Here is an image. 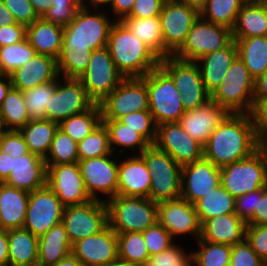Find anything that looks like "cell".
I'll return each mask as SVG.
<instances>
[{
    "label": "cell",
    "instance_id": "obj_1",
    "mask_svg": "<svg viewBox=\"0 0 267 266\" xmlns=\"http://www.w3.org/2000/svg\"><path fill=\"white\" fill-rule=\"evenodd\" d=\"M81 8L64 27L62 49L57 59L59 75L64 79L78 77L86 70L92 51L107 47L113 22L103 13L92 14Z\"/></svg>",
    "mask_w": 267,
    "mask_h": 266
},
{
    "label": "cell",
    "instance_id": "obj_2",
    "mask_svg": "<svg viewBox=\"0 0 267 266\" xmlns=\"http://www.w3.org/2000/svg\"><path fill=\"white\" fill-rule=\"evenodd\" d=\"M260 146L251 115L231 113L203 145V158L222 168L249 157Z\"/></svg>",
    "mask_w": 267,
    "mask_h": 266
},
{
    "label": "cell",
    "instance_id": "obj_3",
    "mask_svg": "<svg viewBox=\"0 0 267 266\" xmlns=\"http://www.w3.org/2000/svg\"><path fill=\"white\" fill-rule=\"evenodd\" d=\"M117 70L125 77H144L160 66L161 58L121 22H113L107 42Z\"/></svg>",
    "mask_w": 267,
    "mask_h": 266
},
{
    "label": "cell",
    "instance_id": "obj_4",
    "mask_svg": "<svg viewBox=\"0 0 267 266\" xmlns=\"http://www.w3.org/2000/svg\"><path fill=\"white\" fill-rule=\"evenodd\" d=\"M106 204L109 226L116 233L143 232L158 222L157 203L150 198L116 195Z\"/></svg>",
    "mask_w": 267,
    "mask_h": 266
},
{
    "label": "cell",
    "instance_id": "obj_5",
    "mask_svg": "<svg viewBox=\"0 0 267 266\" xmlns=\"http://www.w3.org/2000/svg\"><path fill=\"white\" fill-rule=\"evenodd\" d=\"M221 186L233 197L267 186V145L249 157L220 168Z\"/></svg>",
    "mask_w": 267,
    "mask_h": 266
},
{
    "label": "cell",
    "instance_id": "obj_6",
    "mask_svg": "<svg viewBox=\"0 0 267 266\" xmlns=\"http://www.w3.org/2000/svg\"><path fill=\"white\" fill-rule=\"evenodd\" d=\"M140 156L152 177L149 198L156 203L181 198L182 167L155 145H150Z\"/></svg>",
    "mask_w": 267,
    "mask_h": 266
},
{
    "label": "cell",
    "instance_id": "obj_7",
    "mask_svg": "<svg viewBox=\"0 0 267 266\" xmlns=\"http://www.w3.org/2000/svg\"><path fill=\"white\" fill-rule=\"evenodd\" d=\"M149 97V111L156 125L179 122L185 112L182 96L172 78L159 66L144 77Z\"/></svg>",
    "mask_w": 267,
    "mask_h": 266
},
{
    "label": "cell",
    "instance_id": "obj_8",
    "mask_svg": "<svg viewBox=\"0 0 267 266\" xmlns=\"http://www.w3.org/2000/svg\"><path fill=\"white\" fill-rule=\"evenodd\" d=\"M254 78L237 57L210 99L233 114H250L253 108Z\"/></svg>",
    "mask_w": 267,
    "mask_h": 266
},
{
    "label": "cell",
    "instance_id": "obj_9",
    "mask_svg": "<svg viewBox=\"0 0 267 266\" xmlns=\"http://www.w3.org/2000/svg\"><path fill=\"white\" fill-rule=\"evenodd\" d=\"M233 41L232 30L211 23L199 16L187 34L182 47L173 55L184 61H197L200 57L224 49Z\"/></svg>",
    "mask_w": 267,
    "mask_h": 266
},
{
    "label": "cell",
    "instance_id": "obj_10",
    "mask_svg": "<svg viewBox=\"0 0 267 266\" xmlns=\"http://www.w3.org/2000/svg\"><path fill=\"white\" fill-rule=\"evenodd\" d=\"M125 77L117 70L107 47L92 51L86 70L78 77L88 97L102 102Z\"/></svg>",
    "mask_w": 267,
    "mask_h": 266
},
{
    "label": "cell",
    "instance_id": "obj_11",
    "mask_svg": "<svg viewBox=\"0 0 267 266\" xmlns=\"http://www.w3.org/2000/svg\"><path fill=\"white\" fill-rule=\"evenodd\" d=\"M160 67L172 78L181 93L185 111L196 109L210 100L196 62L168 56L161 59Z\"/></svg>",
    "mask_w": 267,
    "mask_h": 266
},
{
    "label": "cell",
    "instance_id": "obj_12",
    "mask_svg": "<svg viewBox=\"0 0 267 266\" xmlns=\"http://www.w3.org/2000/svg\"><path fill=\"white\" fill-rule=\"evenodd\" d=\"M99 105L102 120H119L132 112L149 110L146 82L141 77L124 78Z\"/></svg>",
    "mask_w": 267,
    "mask_h": 266
},
{
    "label": "cell",
    "instance_id": "obj_13",
    "mask_svg": "<svg viewBox=\"0 0 267 266\" xmlns=\"http://www.w3.org/2000/svg\"><path fill=\"white\" fill-rule=\"evenodd\" d=\"M62 223L71 244L98 234L109 225L106 200L92 199L84 204L65 206Z\"/></svg>",
    "mask_w": 267,
    "mask_h": 266
},
{
    "label": "cell",
    "instance_id": "obj_14",
    "mask_svg": "<svg viewBox=\"0 0 267 266\" xmlns=\"http://www.w3.org/2000/svg\"><path fill=\"white\" fill-rule=\"evenodd\" d=\"M200 12L178 0H165L159 15L164 39V58L173 56L184 44Z\"/></svg>",
    "mask_w": 267,
    "mask_h": 266
},
{
    "label": "cell",
    "instance_id": "obj_15",
    "mask_svg": "<svg viewBox=\"0 0 267 266\" xmlns=\"http://www.w3.org/2000/svg\"><path fill=\"white\" fill-rule=\"evenodd\" d=\"M64 207L48 185L30 192L23 229L42 236L62 222Z\"/></svg>",
    "mask_w": 267,
    "mask_h": 266
},
{
    "label": "cell",
    "instance_id": "obj_16",
    "mask_svg": "<svg viewBox=\"0 0 267 266\" xmlns=\"http://www.w3.org/2000/svg\"><path fill=\"white\" fill-rule=\"evenodd\" d=\"M154 145L168 153L181 167L203 158V145L186 133L179 122L158 125Z\"/></svg>",
    "mask_w": 267,
    "mask_h": 266
},
{
    "label": "cell",
    "instance_id": "obj_17",
    "mask_svg": "<svg viewBox=\"0 0 267 266\" xmlns=\"http://www.w3.org/2000/svg\"><path fill=\"white\" fill-rule=\"evenodd\" d=\"M47 185L64 206L92 200L86 191L78 162L47 165Z\"/></svg>",
    "mask_w": 267,
    "mask_h": 266
},
{
    "label": "cell",
    "instance_id": "obj_18",
    "mask_svg": "<svg viewBox=\"0 0 267 266\" xmlns=\"http://www.w3.org/2000/svg\"><path fill=\"white\" fill-rule=\"evenodd\" d=\"M63 85L58 82L46 108V119L60 123L62 120L90 109L95 103L88 97L86 89L75 78H66Z\"/></svg>",
    "mask_w": 267,
    "mask_h": 266
},
{
    "label": "cell",
    "instance_id": "obj_19",
    "mask_svg": "<svg viewBox=\"0 0 267 266\" xmlns=\"http://www.w3.org/2000/svg\"><path fill=\"white\" fill-rule=\"evenodd\" d=\"M71 253L84 266H107L118 259L117 233L108 225L98 234L73 243Z\"/></svg>",
    "mask_w": 267,
    "mask_h": 266
},
{
    "label": "cell",
    "instance_id": "obj_20",
    "mask_svg": "<svg viewBox=\"0 0 267 266\" xmlns=\"http://www.w3.org/2000/svg\"><path fill=\"white\" fill-rule=\"evenodd\" d=\"M109 156L78 161L86 191L93 200H99L96 192L107 194L110 199L117 195L119 164Z\"/></svg>",
    "mask_w": 267,
    "mask_h": 266
},
{
    "label": "cell",
    "instance_id": "obj_21",
    "mask_svg": "<svg viewBox=\"0 0 267 266\" xmlns=\"http://www.w3.org/2000/svg\"><path fill=\"white\" fill-rule=\"evenodd\" d=\"M158 223L161 224L173 238L174 235L195 234L197 239L201 235V223L193 204L185 199L157 203Z\"/></svg>",
    "mask_w": 267,
    "mask_h": 266
},
{
    "label": "cell",
    "instance_id": "obj_22",
    "mask_svg": "<svg viewBox=\"0 0 267 266\" xmlns=\"http://www.w3.org/2000/svg\"><path fill=\"white\" fill-rule=\"evenodd\" d=\"M220 184V168L205 158L182 167L181 198L193 205Z\"/></svg>",
    "mask_w": 267,
    "mask_h": 266
},
{
    "label": "cell",
    "instance_id": "obj_23",
    "mask_svg": "<svg viewBox=\"0 0 267 266\" xmlns=\"http://www.w3.org/2000/svg\"><path fill=\"white\" fill-rule=\"evenodd\" d=\"M230 114L225 107L210 99L196 109L186 110L179 123L186 133L204 145Z\"/></svg>",
    "mask_w": 267,
    "mask_h": 266
},
{
    "label": "cell",
    "instance_id": "obj_24",
    "mask_svg": "<svg viewBox=\"0 0 267 266\" xmlns=\"http://www.w3.org/2000/svg\"><path fill=\"white\" fill-rule=\"evenodd\" d=\"M4 184L32 192L47 185V165L45 159L35 154L12 157V171Z\"/></svg>",
    "mask_w": 267,
    "mask_h": 266
},
{
    "label": "cell",
    "instance_id": "obj_25",
    "mask_svg": "<svg viewBox=\"0 0 267 266\" xmlns=\"http://www.w3.org/2000/svg\"><path fill=\"white\" fill-rule=\"evenodd\" d=\"M59 76L57 59L42 54H36L10 74L12 87L21 91L46 84Z\"/></svg>",
    "mask_w": 267,
    "mask_h": 266
},
{
    "label": "cell",
    "instance_id": "obj_26",
    "mask_svg": "<svg viewBox=\"0 0 267 266\" xmlns=\"http://www.w3.org/2000/svg\"><path fill=\"white\" fill-rule=\"evenodd\" d=\"M117 177V195L149 198L152 177L140 155L124 159Z\"/></svg>",
    "mask_w": 267,
    "mask_h": 266
},
{
    "label": "cell",
    "instance_id": "obj_27",
    "mask_svg": "<svg viewBox=\"0 0 267 266\" xmlns=\"http://www.w3.org/2000/svg\"><path fill=\"white\" fill-rule=\"evenodd\" d=\"M238 57V51L233 40L227 47L200 57L197 61L206 91L211 95L220 85L230 66ZM202 65H199L201 64Z\"/></svg>",
    "mask_w": 267,
    "mask_h": 266
},
{
    "label": "cell",
    "instance_id": "obj_28",
    "mask_svg": "<svg viewBox=\"0 0 267 266\" xmlns=\"http://www.w3.org/2000/svg\"><path fill=\"white\" fill-rule=\"evenodd\" d=\"M246 223L235 213L207 219L201 225L199 240L233 246L245 239Z\"/></svg>",
    "mask_w": 267,
    "mask_h": 266
},
{
    "label": "cell",
    "instance_id": "obj_29",
    "mask_svg": "<svg viewBox=\"0 0 267 266\" xmlns=\"http://www.w3.org/2000/svg\"><path fill=\"white\" fill-rule=\"evenodd\" d=\"M30 192L0 184V230L22 229Z\"/></svg>",
    "mask_w": 267,
    "mask_h": 266
},
{
    "label": "cell",
    "instance_id": "obj_30",
    "mask_svg": "<svg viewBox=\"0 0 267 266\" xmlns=\"http://www.w3.org/2000/svg\"><path fill=\"white\" fill-rule=\"evenodd\" d=\"M64 27L38 18L26 26V38L37 54L58 59L62 49Z\"/></svg>",
    "mask_w": 267,
    "mask_h": 266
},
{
    "label": "cell",
    "instance_id": "obj_31",
    "mask_svg": "<svg viewBox=\"0 0 267 266\" xmlns=\"http://www.w3.org/2000/svg\"><path fill=\"white\" fill-rule=\"evenodd\" d=\"M71 250L72 244L62 222L38 237V263L43 266H54L67 257Z\"/></svg>",
    "mask_w": 267,
    "mask_h": 266
},
{
    "label": "cell",
    "instance_id": "obj_32",
    "mask_svg": "<svg viewBox=\"0 0 267 266\" xmlns=\"http://www.w3.org/2000/svg\"><path fill=\"white\" fill-rule=\"evenodd\" d=\"M233 38L267 36V7L260 3H244L232 29Z\"/></svg>",
    "mask_w": 267,
    "mask_h": 266
},
{
    "label": "cell",
    "instance_id": "obj_33",
    "mask_svg": "<svg viewBox=\"0 0 267 266\" xmlns=\"http://www.w3.org/2000/svg\"><path fill=\"white\" fill-rule=\"evenodd\" d=\"M59 123L47 119H31L19 132L23 135L29 151L45 159Z\"/></svg>",
    "mask_w": 267,
    "mask_h": 266
},
{
    "label": "cell",
    "instance_id": "obj_34",
    "mask_svg": "<svg viewBox=\"0 0 267 266\" xmlns=\"http://www.w3.org/2000/svg\"><path fill=\"white\" fill-rule=\"evenodd\" d=\"M9 266L38 263V237L26 229L8 230Z\"/></svg>",
    "mask_w": 267,
    "mask_h": 266
},
{
    "label": "cell",
    "instance_id": "obj_35",
    "mask_svg": "<svg viewBox=\"0 0 267 266\" xmlns=\"http://www.w3.org/2000/svg\"><path fill=\"white\" fill-rule=\"evenodd\" d=\"M238 57L247 67L254 80L267 69V36L233 38Z\"/></svg>",
    "mask_w": 267,
    "mask_h": 266
},
{
    "label": "cell",
    "instance_id": "obj_36",
    "mask_svg": "<svg viewBox=\"0 0 267 266\" xmlns=\"http://www.w3.org/2000/svg\"><path fill=\"white\" fill-rule=\"evenodd\" d=\"M121 22L161 59L164 58V39L159 16L150 18L124 17Z\"/></svg>",
    "mask_w": 267,
    "mask_h": 266
},
{
    "label": "cell",
    "instance_id": "obj_37",
    "mask_svg": "<svg viewBox=\"0 0 267 266\" xmlns=\"http://www.w3.org/2000/svg\"><path fill=\"white\" fill-rule=\"evenodd\" d=\"M30 120L22 91L12 87L0 105V129L19 131Z\"/></svg>",
    "mask_w": 267,
    "mask_h": 266
},
{
    "label": "cell",
    "instance_id": "obj_38",
    "mask_svg": "<svg viewBox=\"0 0 267 266\" xmlns=\"http://www.w3.org/2000/svg\"><path fill=\"white\" fill-rule=\"evenodd\" d=\"M194 207L202 225L207 219L235 213V197L220 184L197 201Z\"/></svg>",
    "mask_w": 267,
    "mask_h": 266
},
{
    "label": "cell",
    "instance_id": "obj_39",
    "mask_svg": "<svg viewBox=\"0 0 267 266\" xmlns=\"http://www.w3.org/2000/svg\"><path fill=\"white\" fill-rule=\"evenodd\" d=\"M102 123L101 108L94 104L87 111L72 115L59 123V129L79 143Z\"/></svg>",
    "mask_w": 267,
    "mask_h": 266
},
{
    "label": "cell",
    "instance_id": "obj_40",
    "mask_svg": "<svg viewBox=\"0 0 267 266\" xmlns=\"http://www.w3.org/2000/svg\"><path fill=\"white\" fill-rule=\"evenodd\" d=\"M243 4L242 0H208L200 11V16L204 17V20L232 30Z\"/></svg>",
    "mask_w": 267,
    "mask_h": 266
},
{
    "label": "cell",
    "instance_id": "obj_41",
    "mask_svg": "<svg viewBox=\"0 0 267 266\" xmlns=\"http://www.w3.org/2000/svg\"><path fill=\"white\" fill-rule=\"evenodd\" d=\"M102 123L108 130L109 143L112 153L113 150L117 149L113 147V144L123 147V149H134L139 147V155L151 145L140 133L129 128L127 125H124L118 120H102Z\"/></svg>",
    "mask_w": 267,
    "mask_h": 266
},
{
    "label": "cell",
    "instance_id": "obj_42",
    "mask_svg": "<svg viewBox=\"0 0 267 266\" xmlns=\"http://www.w3.org/2000/svg\"><path fill=\"white\" fill-rule=\"evenodd\" d=\"M118 258L145 266L150 257L142 232L117 233Z\"/></svg>",
    "mask_w": 267,
    "mask_h": 266
},
{
    "label": "cell",
    "instance_id": "obj_43",
    "mask_svg": "<svg viewBox=\"0 0 267 266\" xmlns=\"http://www.w3.org/2000/svg\"><path fill=\"white\" fill-rule=\"evenodd\" d=\"M197 241L200 250L191 253L192 266H230V245L205 240Z\"/></svg>",
    "mask_w": 267,
    "mask_h": 266
},
{
    "label": "cell",
    "instance_id": "obj_44",
    "mask_svg": "<svg viewBox=\"0 0 267 266\" xmlns=\"http://www.w3.org/2000/svg\"><path fill=\"white\" fill-rule=\"evenodd\" d=\"M27 38L19 43L0 47V74L10 75L36 55Z\"/></svg>",
    "mask_w": 267,
    "mask_h": 266
},
{
    "label": "cell",
    "instance_id": "obj_45",
    "mask_svg": "<svg viewBox=\"0 0 267 266\" xmlns=\"http://www.w3.org/2000/svg\"><path fill=\"white\" fill-rule=\"evenodd\" d=\"M79 160L111 155L108 130L103 123L77 143Z\"/></svg>",
    "mask_w": 267,
    "mask_h": 266
},
{
    "label": "cell",
    "instance_id": "obj_46",
    "mask_svg": "<svg viewBox=\"0 0 267 266\" xmlns=\"http://www.w3.org/2000/svg\"><path fill=\"white\" fill-rule=\"evenodd\" d=\"M58 79L59 77L46 84L22 91L31 119H46V108L55 92Z\"/></svg>",
    "mask_w": 267,
    "mask_h": 266
},
{
    "label": "cell",
    "instance_id": "obj_47",
    "mask_svg": "<svg viewBox=\"0 0 267 266\" xmlns=\"http://www.w3.org/2000/svg\"><path fill=\"white\" fill-rule=\"evenodd\" d=\"M49 153L45 158L46 165L75 163L79 161L77 142L59 128L54 135Z\"/></svg>",
    "mask_w": 267,
    "mask_h": 266
},
{
    "label": "cell",
    "instance_id": "obj_48",
    "mask_svg": "<svg viewBox=\"0 0 267 266\" xmlns=\"http://www.w3.org/2000/svg\"><path fill=\"white\" fill-rule=\"evenodd\" d=\"M119 122L140 133L151 145H154L157 135V125L149 110L132 112L121 117Z\"/></svg>",
    "mask_w": 267,
    "mask_h": 266
},
{
    "label": "cell",
    "instance_id": "obj_49",
    "mask_svg": "<svg viewBox=\"0 0 267 266\" xmlns=\"http://www.w3.org/2000/svg\"><path fill=\"white\" fill-rule=\"evenodd\" d=\"M80 9V5L75 0H53L52 6L42 18L66 27Z\"/></svg>",
    "mask_w": 267,
    "mask_h": 266
},
{
    "label": "cell",
    "instance_id": "obj_50",
    "mask_svg": "<svg viewBox=\"0 0 267 266\" xmlns=\"http://www.w3.org/2000/svg\"><path fill=\"white\" fill-rule=\"evenodd\" d=\"M149 255L159 254L174 245L170 233L158 222L142 232Z\"/></svg>",
    "mask_w": 267,
    "mask_h": 266
},
{
    "label": "cell",
    "instance_id": "obj_51",
    "mask_svg": "<svg viewBox=\"0 0 267 266\" xmlns=\"http://www.w3.org/2000/svg\"><path fill=\"white\" fill-rule=\"evenodd\" d=\"M145 266H192V254H186L174 244L168 250L151 255Z\"/></svg>",
    "mask_w": 267,
    "mask_h": 266
},
{
    "label": "cell",
    "instance_id": "obj_52",
    "mask_svg": "<svg viewBox=\"0 0 267 266\" xmlns=\"http://www.w3.org/2000/svg\"><path fill=\"white\" fill-rule=\"evenodd\" d=\"M230 266H267L244 239L241 243L231 246Z\"/></svg>",
    "mask_w": 267,
    "mask_h": 266
},
{
    "label": "cell",
    "instance_id": "obj_53",
    "mask_svg": "<svg viewBox=\"0 0 267 266\" xmlns=\"http://www.w3.org/2000/svg\"><path fill=\"white\" fill-rule=\"evenodd\" d=\"M0 150L14 158L31 153L23 135L17 130L0 129Z\"/></svg>",
    "mask_w": 267,
    "mask_h": 266
},
{
    "label": "cell",
    "instance_id": "obj_54",
    "mask_svg": "<svg viewBox=\"0 0 267 266\" xmlns=\"http://www.w3.org/2000/svg\"><path fill=\"white\" fill-rule=\"evenodd\" d=\"M245 239L267 264V225H246Z\"/></svg>",
    "mask_w": 267,
    "mask_h": 266
},
{
    "label": "cell",
    "instance_id": "obj_55",
    "mask_svg": "<svg viewBox=\"0 0 267 266\" xmlns=\"http://www.w3.org/2000/svg\"><path fill=\"white\" fill-rule=\"evenodd\" d=\"M19 24L29 26L39 17L30 0H2Z\"/></svg>",
    "mask_w": 267,
    "mask_h": 266
},
{
    "label": "cell",
    "instance_id": "obj_56",
    "mask_svg": "<svg viewBox=\"0 0 267 266\" xmlns=\"http://www.w3.org/2000/svg\"><path fill=\"white\" fill-rule=\"evenodd\" d=\"M250 115L258 141L261 145H267V99L253 101Z\"/></svg>",
    "mask_w": 267,
    "mask_h": 266
},
{
    "label": "cell",
    "instance_id": "obj_57",
    "mask_svg": "<svg viewBox=\"0 0 267 266\" xmlns=\"http://www.w3.org/2000/svg\"><path fill=\"white\" fill-rule=\"evenodd\" d=\"M165 0H136L126 17L150 18L159 16Z\"/></svg>",
    "mask_w": 267,
    "mask_h": 266
},
{
    "label": "cell",
    "instance_id": "obj_58",
    "mask_svg": "<svg viewBox=\"0 0 267 266\" xmlns=\"http://www.w3.org/2000/svg\"><path fill=\"white\" fill-rule=\"evenodd\" d=\"M257 207V190L235 198V214L245 223L253 216Z\"/></svg>",
    "mask_w": 267,
    "mask_h": 266
},
{
    "label": "cell",
    "instance_id": "obj_59",
    "mask_svg": "<svg viewBox=\"0 0 267 266\" xmlns=\"http://www.w3.org/2000/svg\"><path fill=\"white\" fill-rule=\"evenodd\" d=\"M26 38V26L23 24L4 25L0 27V47L19 43Z\"/></svg>",
    "mask_w": 267,
    "mask_h": 266
},
{
    "label": "cell",
    "instance_id": "obj_60",
    "mask_svg": "<svg viewBox=\"0 0 267 266\" xmlns=\"http://www.w3.org/2000/svg\"><path fill=\"white\" fill-rule=\"evenodd\" d=\"M246 225H267V186L257 190V207Z\"/></svg>",
    "mask_w": 267,
    "mask_h": 266
},
{
    "label": "cell",
    "instance_id": "obj_61",
    "mask_svg": "<svg viewBox=\"0 0 267 266\" xmlns=\"http://www.w3.org/2000/svg\"><path fill=\"white\" fill-rule=\"evenodd\" d=\"M136 0H112L110 2L114 15L118 17L117 21H121L130 12Z\"/></svg>",
    "mask_w": 267,
    "mask_h": 266
},
{
    "label": "cell",
    "instance_id": "obj_62",
    "mask_svg": "<svg viewBox=\"0 0 267 266\" xmlns=\"http://www.w3.org/2000/svg\"><path fill=\"white\" fill-rule=\"evenodd\" d=\"M267 99V69L254 80L253 101Z\"/></svg>",
    "mask_w": 267,
    "mask_h": 266
},
{
    "label": "cell",
    "instance_id": "obj_63",
    "mask_svg": "<svg viewBox=\"0 0 267 266\" xmlns=\"http://www.w3.org/2000/svg\"><path fill=\"white\" fill-rule=\"evenodd\" d=\"M8 230H0V266H9Z\"/></svg>",
    "mask_w": 267,
    "mask_h": 266
},
{
    "label": "cell",
    "instance_id": "obj_64",
    "mask_svg": "<svg viewBox=\"0 0 267 266\" xmlns=\"http://www.w3.org/2000/svg\"><path fill=\"white\" fill-rule=\"evenodd\" d=\"M12 171V156L0 150V181L3 183Z\"/></svg>",
    "mask_w": 267,
    "mask_h": 266
},
{
    "label": "cell",
    "instance_id": "obj_65",
    "mask_svg": "<svg viewBox=\"0 0 267 266\" xmlns=\"http://www.w3.org/2000/svg\"><path fill=\"white\" fill-rule=\"evenodd\" d=\"M13 14L6 8L3 1L0 0V27L4 25L16 24Z\"/></svg>",
    "mask_w": 267,
    "mask_h": 266
},
{
    "label": "cell",
    "instance_id": "obj_66",
    "mask_svg": "<svg viewBox=\"0 0 267 266\" xmlns=\"http://www.w3.org/2000/svg\"><path fill=\"white\" fill-rule=\"evenodd\" d=\"M39 18H42L52 6L53 0H30Z\"/></svg>",
    "mask_w": 267,
    "mask_h": 266
},
{
    "label": "cell",
    "instance_id": "obj_67",
    "mask_svg": "<svg viewBox=\"0 0 267 266\" xmlns=\"http://www.w3.org/2000/svg\"><path fill=\"white\" fill-rule=\"evenodd\" d=\"M11 88H12V84H11L10 75L0 74V105L3 103L4 99L7 96V93L9 92Z\"/></svg>",
    "mask_w": 267,
    "mask_h": 266
},
{
    "label": "cell",
    "instance_id": "obj_68",
    "mask_svg": "<svg viewBox=\"0 0 267 266\" xmlns=\"http://www.w3.org/2000/svg\"><path fill=\"white\" fill-rule=\"evenodd\" d=\"M54 266H84L72 253L58 261Z\"/></svg>",
    "mask_w": 267,
    "mask_h": 266
},
{
    "label": "cell",
    "instance_id": "obj_69",
    "mask_svg": "<svg viewBox=\"0 0 267 266\" xmlns=\"http://www.w3.org/2000/svg\"><path fill=\"white\" fill-rule=\"evenodd\" d=\"M197 9L199 12L205 7L208 0H178Z\"/></svg>",
    "mask_w": 267,
    "mask_h": 266
},
{
    "label": "cell",
    "instance_id": "obj_70",
    "mask_svg": "<svg viewBox=\"0 0 267 266\" xmlns=\"http://www.w3.org/2000/svg\"><path fill=\"white\" fill-rule=\"evenodd\" d=\"M107 266H143V265L132 263V262L125 261L123 259L118 258L117 260H115L114 262H112L111 264Z\"/></svg>",
    "mask_w": 267,
    "mask_h": 266
},
{
    "label": "cell",
    "instance_id": "obj_71",
    "mask_svg": "<svg viewBox=\"0 0 267 266\" xmlns=\"http://www.w3.org/2000/svg\"><path fill=\"white\" fill-rule=\"evenodd\" d=\"M112 0H91V5L92 7H97L98 5L101 6V5H108L110 4ZM101 4V5H100Z\"/></svg>",
    "mask_w": 267,
    "mask_h": 266
},
{
    "label": "cell",
    "instance_id": "obj_72",
    "mask_svg": "<svg viewBox=\"0 0 267 266\" xmlns=\"http://www.w3.org/2000/svg\"><path fill=\"white\" fill-rule=\"evenodd\" d=\"M75 1L80 5L81 8H83V7L87 8V5L84 3L83 0H75ZM89 1H90V4H91V0H89Z\"/></svg>",
    "mask_w": 267,
    "mask_h": 266
},
{
    "label": "cell",
    "instance_id": "obj_73",
    "mask_svg": "<svg viewBox=\"0 0 267 266\" xmlns=\"http://www.w3.org/2000/svg\"><path fill=\"white\" fill-rule=\"evenodd\" d=\"M244 3H260L261 0H242Z\"/></svg>",
    "mask_w": 267,
    "mask_h": 266
},
{
    "label": "cell",
    "instance_id": "obj_74",
    "mask_svg": "<svg viewBox=\"0 0 267 266\" xmlns=\"http://www.w3.org/2000/svg\"><path fill=\"white\" fill-rule=\"evenodd\" d=\"M260 4L265 5L267 7V0H261Z\"/></svg>",
    "mask_w": 267,
    "mask_h": 266
},
{
    "label": "cell",
    "instance_id": "obj_75",
    "mask_svg": "<svg viewBox=\"0 0 267 266\" xmlns=\"http://www.w3.org/2000/svg\"><path fill=\"white\" fill-rule=\"evenodd\" d=\"M26 266H43V265H41L39 263H35V264H31V265H26Z\"/></svg>",
    "mask_w": 267,
    "mask_h": 266
}]
</instances>
